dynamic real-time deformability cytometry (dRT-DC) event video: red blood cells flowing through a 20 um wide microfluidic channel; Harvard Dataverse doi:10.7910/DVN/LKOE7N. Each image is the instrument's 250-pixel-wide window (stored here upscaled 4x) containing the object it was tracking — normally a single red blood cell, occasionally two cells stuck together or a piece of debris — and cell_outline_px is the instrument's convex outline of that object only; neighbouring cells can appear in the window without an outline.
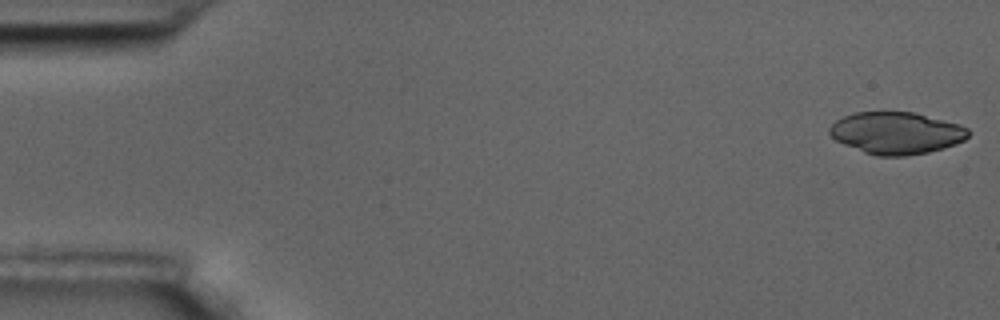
{"species": "common noctule bat (a hibernating species)", "species_latin": "Nyctalus noctula", "temperature_condition": "room temperature", "stored_images_in_passage": 57, "camera_frame_rate_fps": 3000, "um_per_image_px": 0.085, "animal": {"sex": "male", "body_mass_g": 17.5, "forearm_length_mm": 52.3}, "frame": {"image": 1, "passage_image": 1, "time_ms": 0.0, "image_size_px": [1000, 320], "cell_outline_px": [[972, 132], [964, 140], [956, 144], [944, 148], [928, 152], [904, 156], [876, 156], [864, 152], [844, 144], [836, 140], [828, 132], [828, 128], [836, 120], [844, 116], [856, 112], [912, 112], [960, 124], [968, 128]], "centroid_in_image_um": [76.2, 11.31], "position_along_channel_um": 8.8, "area_um2": 33.99}}